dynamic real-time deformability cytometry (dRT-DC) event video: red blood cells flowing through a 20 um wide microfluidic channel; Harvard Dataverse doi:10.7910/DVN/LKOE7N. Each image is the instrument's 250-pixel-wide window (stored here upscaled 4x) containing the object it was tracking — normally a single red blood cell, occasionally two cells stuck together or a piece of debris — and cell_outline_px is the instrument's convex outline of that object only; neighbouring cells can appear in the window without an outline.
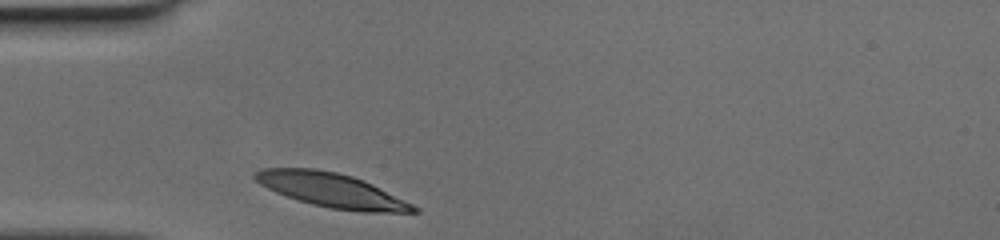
{"species": "human", "species_latin": "Homo sapiens", "temperature_condition": "cold", "stored_images_in_passage": 26, "camera_frame_rate_fps": 3000, "um_per_image_px": 0.085, "donor": {"sex": "female"}, "frame": {"image": 1, "passage_image": 1, "time_ms": 0.0, "image_size_px": [1000, 240], "cell_outline_px": [[420, 212], [360, 212], [332, 208], [312, 204], [276, 192], [260, 184], [252, 176], [256, 172], [264, 168], [316, 168], [336, 172], [352, 176], [364, 180], [420, 208]], "centroid_in_image_um": [28.2, 16.16], "position_along_channel_um": 56.8, "area_um2": 31.21}}
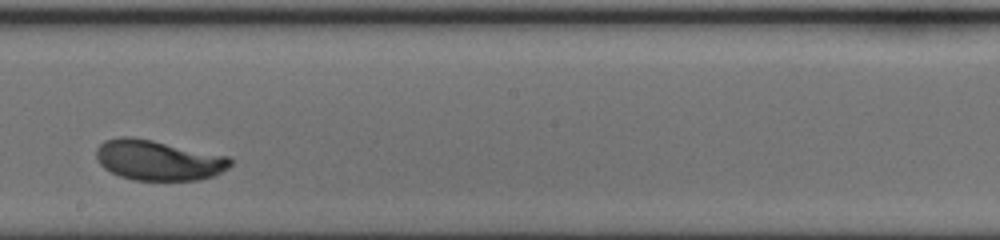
{"frame": {"image": 2, "passage_image": 15, "time_ms": 4.667, "image_size_px": [1000, 240], "cell_outline_px": [[232, 164], [228, 168], [212, 176], [200, 180], [132, 180], [120, 176], [104, 168], [100, 164], [96, 156], [96, 148], [104, 140], [120, 136], [132, 136], [152, 140], [228, 156], [232, 160]], "centroid_in_image_um": [13.43, 13.61], "position_along_channel_um": 234.8, "area_um2": 31.44}}
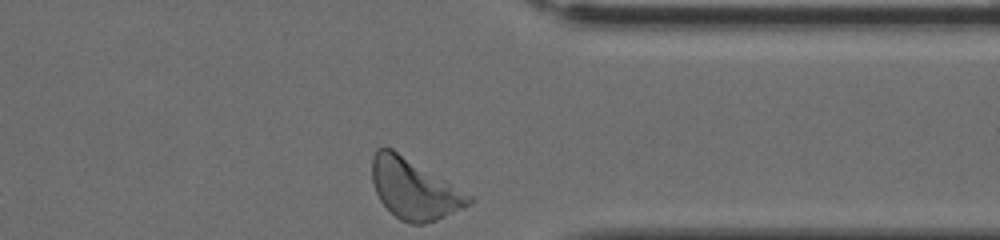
{"frame": {"image": 3, "passage_image": 26, "time_ms": 8.333, "image_size_px": [1000, 240], "cell_outline_px": [[476, 200], [472, 204], [436, 220], [424, 224], [408, 224], [400, 220], [380, 200], [376, 192], [372, 180], [372, 156], [380, 148], [392, 148], [472, 196]], "centroid_in_image_um": [35.21, 16.08], "position_along_channel_um": 376.2, "area_um2": 33.58}}